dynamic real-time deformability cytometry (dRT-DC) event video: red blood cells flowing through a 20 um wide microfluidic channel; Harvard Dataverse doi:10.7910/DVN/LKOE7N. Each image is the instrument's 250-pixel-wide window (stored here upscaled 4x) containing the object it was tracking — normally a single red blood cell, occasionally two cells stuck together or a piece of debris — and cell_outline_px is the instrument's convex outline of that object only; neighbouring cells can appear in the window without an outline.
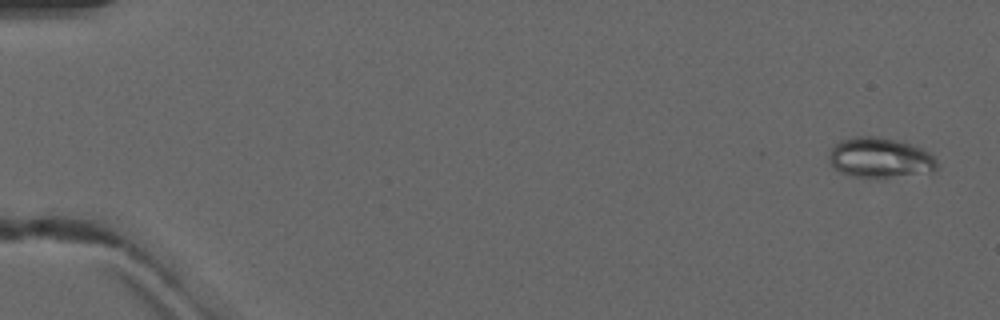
{"species": "common noctule bat (a hibernating species)", "species_latin": "Nyctalus noctula", "temperature_condition": "warm", "stored_images_in_passage": 5, "camera_frame_rate_fps": 3000, "um_per_image_px": 0.085, "animal": {"sex": "male", "forearm_length_mm": 52.5}, "frame": {"image": 1, "passage_image": 1, "time_ms": 0.0, "image_size_px": [1000, 320], "cell_outline_px": [[940, 168], [932, 172], [884, 180], [868, 180], [848, 176], [840, 172], [828, 160], [828, 156], [832, 148], [840, 140], [856, 136], [876, 136], [904, 140], [928, 152], [936, 160]], "centroid_in_image_um": [74.83, 13.46], "position_along_channel_um": 10.2, "area_um2": 26.53}}